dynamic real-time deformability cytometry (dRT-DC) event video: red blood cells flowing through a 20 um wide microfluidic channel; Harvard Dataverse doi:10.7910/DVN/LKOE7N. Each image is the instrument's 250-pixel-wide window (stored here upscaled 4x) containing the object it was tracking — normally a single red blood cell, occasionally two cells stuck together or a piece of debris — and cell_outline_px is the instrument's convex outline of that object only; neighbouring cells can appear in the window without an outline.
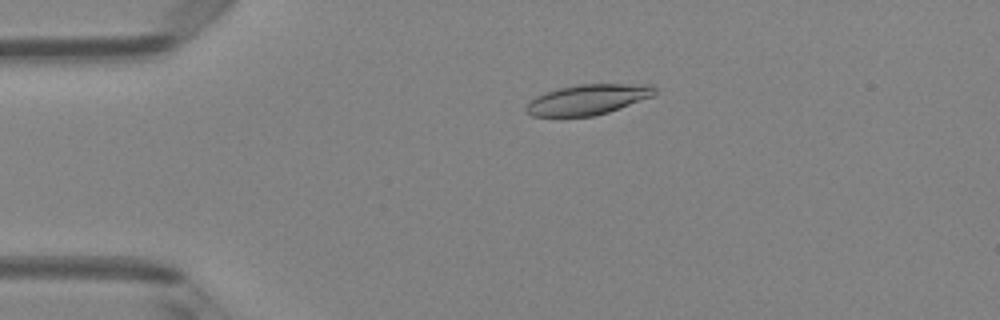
{"species": "Egyptian fruit bat (a non-hibernating species)", "species_latin": "Rousettus aegyptiacus", "temperature_condition": "room temperature", "stored_images_in_passage": 48, "camera_frame_rate_fps": 3000, "um_per_image_px": 0.085, "animal": {"sex": "female"}, "frame": {"image": 1, "passage_image": 9, "time_ms": 2.667, "image_size_px": [1000, 320], "cell_outline_px": [[656, 92], [652, 96], [620, 108], [608, 112], [592, 116], [532, 116], [524, 108], [536, 96], [544, 92], [576, 84], [652, 84], [656, 88]], "centroid_in_image_um": [49.98, 8.45], "position_along_channel_um": 35.0, "area_um2": 22.54}}
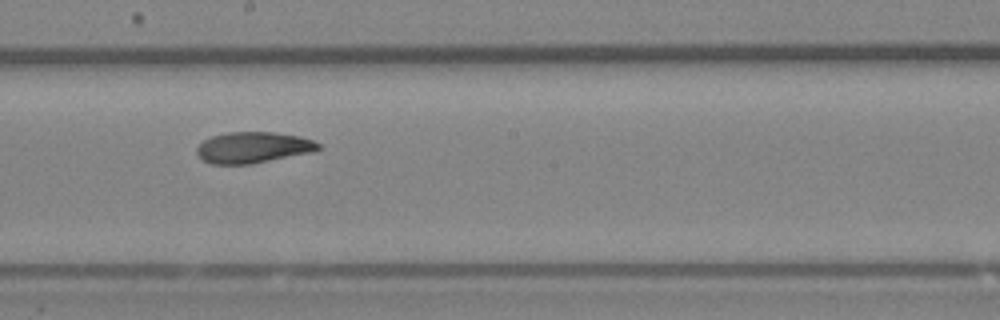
{"frame": {"image": 2, "passage_image": 26, "time_ms": 8.333, "image_size_px": [1000, 320], "cell_outline_px": [[320, 148], [312, 152], [252, 164], [212, 164], [204, 160], [196, 152], [196, 148], [204, 140], [212, 136], [228, 132], [272, 132], [300, 136], [312, 140], [320, 144]], "centroid_in_image_um": [21.51, 12.53], "position_along_channel_um": 226.7, "area_um2": 21.91}}
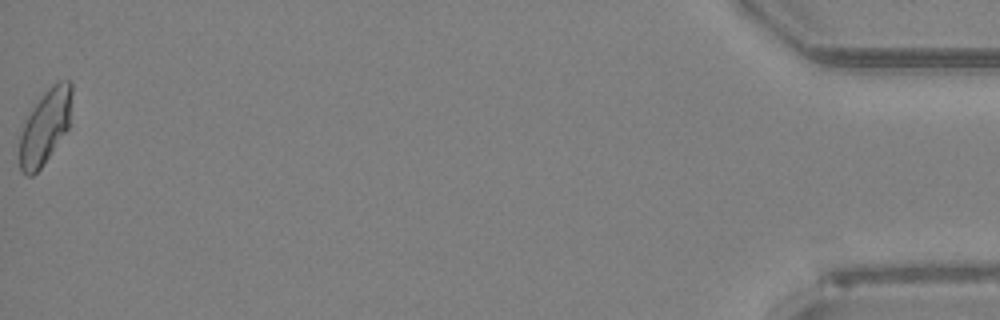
{"frame": {"image": 3, "passage_image": 48, "time_ms": 15.667, "image_size_px": [1000, 320], "cell_outline_px": [[72, 92], [68, 128], [40, 168], [32, 176], [28, 176], [20, 172], [20, 136], [24, 124], [32, 108], [44, 92], [56, 80], [72, 80]], "centroid_in_image_um": [3.84, 10.73], "position_along_channel_um": 431.4, "area_um2": 22.37}, "authors_computed_cell_mechanics": {"area_um2": 22.2819, "velocity_mm_per_s": 4.1258, "shape_relaxation_time_tau1_ms": null, "shape_relaxation_time_tau2_ms": 4.8297, "deformation_change_tau1": null, "deformation_change_tau2": 0.1128}}